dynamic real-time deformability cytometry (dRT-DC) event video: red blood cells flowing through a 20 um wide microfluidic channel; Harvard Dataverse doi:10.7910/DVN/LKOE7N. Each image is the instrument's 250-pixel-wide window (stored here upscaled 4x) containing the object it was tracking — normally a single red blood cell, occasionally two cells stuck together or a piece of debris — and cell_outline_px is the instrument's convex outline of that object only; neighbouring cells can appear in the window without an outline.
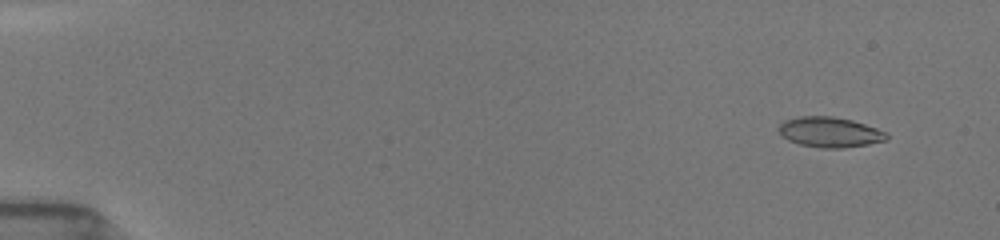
{"species": "common noctule bat (a hibernating species)", "species_latin": "Nyctalus noctula", "temperature_condition": "room temperature", "stored_images_in_passage": 41, "camera_frame_rate_fps": 3000, "um_per_image_px": 0.085, "animal": {"sex": "female", "body_mass_g": 19.5, "forearm_length_mm": 54.1}, "frame": {"image": 1, "passage_image": 3, "time_ms": 1.333, "image_size_px": [1000, 240], "cell_outline_px": [[888, 140], [868, 144], [840, 148], [820, 148], [800, 144], [788, 140], [780, 132], [780, 124], [784, 120], [796, 116], [832, 116], [852, 120], [888, 132]], "centroid_in_image_um": [70.56, 11.23], "position_along_channel_um": 14.4, "area_um2": 18.96}}
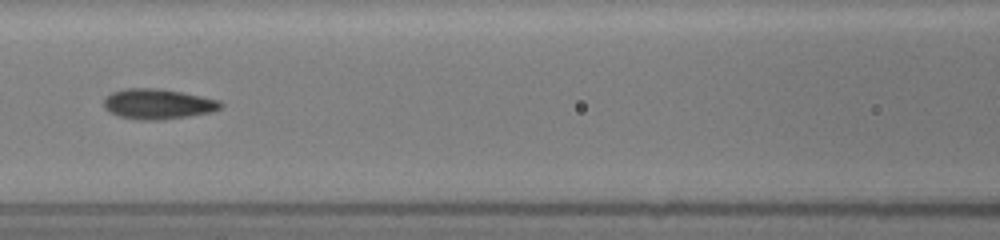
{"frame": {"image": 2, "passage_image": 17, "time_ms": 8.333, "image_size_px": [1000, 240], "cell_outline_px": [[224, 104], [220, 108], [212, 112], [188, 116], [160, 120], [140, 120], [120, 116], [108, 112], [104, 108], [104, 100], [112, 92], [124, 88], [160, 88], [220, 100]], "centroid_in_image_um": [13.41, 8.84], "position_along_channel_um": 153.2, "area_um2": 20.58}}
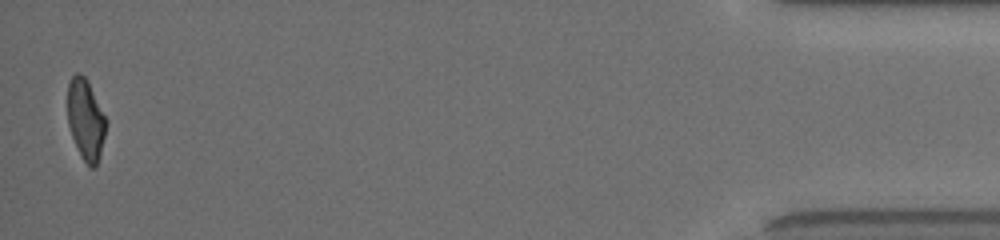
{"frame": {"image": 3, "passage_image": 41, "time_ms": 17.333, "image_size_px": [1000, 240], "cell_outline_px": [[108, 120], [100, 156], [96, 168], [88, 168], [80, 156], [72, 136], [68, 124], [68, 80], [76, 72], [80, 72], [88, 80]], "centroid_in_image_um": [7.3, 10.17], "position_along_channel_um": 427.9, "area_um2": 18.61}, "authors_computed_cell_mechanics": {"area_um2": 19.1318, "velocity_mm_per_s": 3.9549, "shape_relaxation_time_tau1_ms": 4.2705, "shape_relaxation_time_tau2_ms": 1.3446, "deformation_change_tau1": 0.1363, "deformation_change_tau2": 0.0556}}